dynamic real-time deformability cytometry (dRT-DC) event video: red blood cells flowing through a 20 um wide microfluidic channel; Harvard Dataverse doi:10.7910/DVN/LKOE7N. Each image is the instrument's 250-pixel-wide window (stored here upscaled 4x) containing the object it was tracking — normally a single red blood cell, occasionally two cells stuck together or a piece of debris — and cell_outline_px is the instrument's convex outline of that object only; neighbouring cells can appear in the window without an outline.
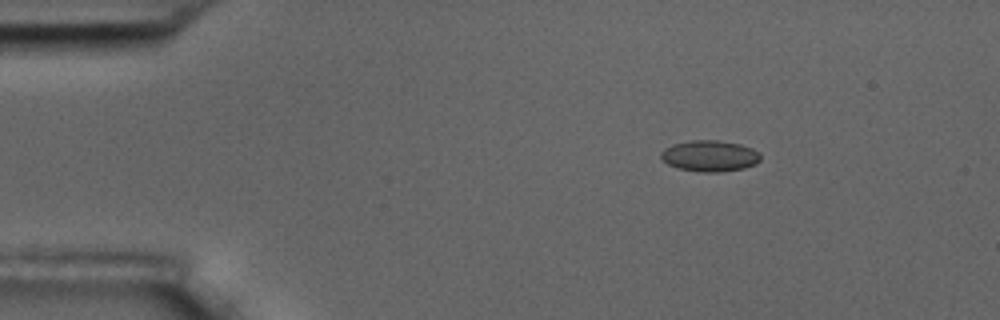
{"species": "common noctule bat (a hibernating species)", "species_latin": "Nyctalus noctula", "temperature_condition": "room temperature", "stored_images_in_passage": 10, "camera_frame_rate_fps": 3000, "um_per_image_px": 0.085, "animal": {"sex": "male", "body_mass_g": 17.5, "forearm_length_mm": 52.3}, "frame": {"image": 1, "passage_image": 1, "time_ms": 0.0, "image_size_px": [1000, 320], "cell_outline_px": [[760, 160], [756, 164], [744, 168], [720, 172], [704, 172], [680, 168], [668, 164], [660, 156], [660, 152], [664, 148], [672, 144], [692, 140], [716, 140], [740, 144], [752, 148], [760, 156]], "centroid_in_image_um": [60.32, 13.25], "position_along_channel_um": 24.7, "area_um2": 17.92}}
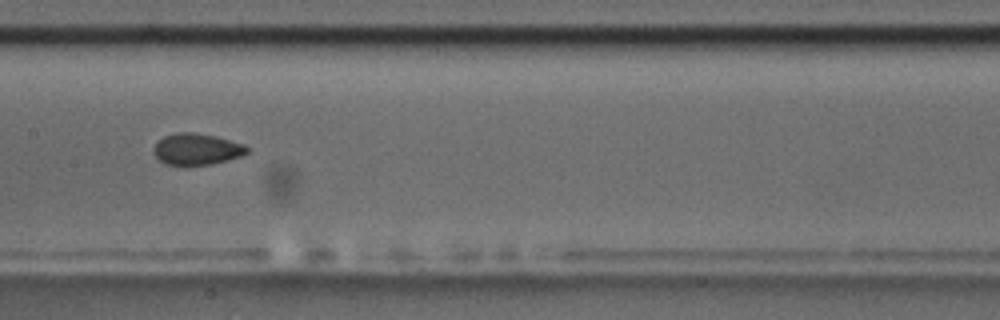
{"frame": {"image": 2, "passage_image": 7, "time_ms": 6.667, "image_size_px": [1000, 320], "cell_outline_px": [[248, 152], [240, 156], [228, 160], [208, 164], [164, 164], [152, 152], [152, 148], [164, 136], [176, 132], [192, 132], [216, 136], [244, 144], [248, 148]], "centroid_in_image_um": [16.71, 12.66], "position_along_channel_um": 190.7, "area_um2": 16.88}}
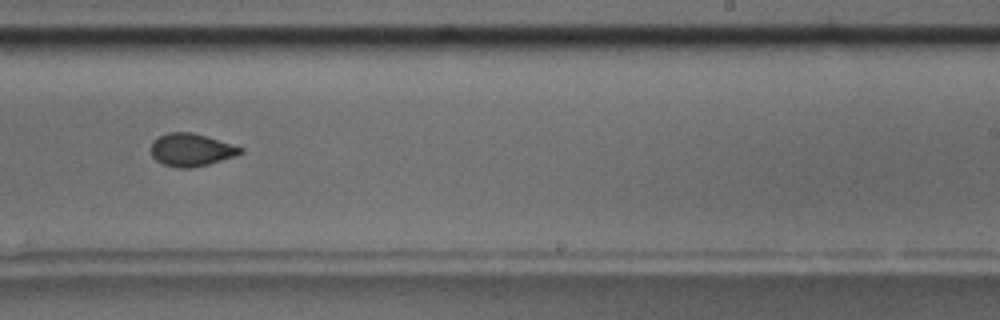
{"frame": {"image": 3, "passage_image": 9, "time_ms": 9.0, "image_size_px": [1000, 320], "cell_outline_px": [[244, 152], [236, 156], [208, 164], [192, 168], [176, 168], [164, 164], [156, 160], [152, 156], [152, 140], [168, 132], [192, 132], [244, 148]], "centroid_in_image_um": [16.26, 12.74], "position_along_channel_um": 272.7, "area_um2": 16.99}}